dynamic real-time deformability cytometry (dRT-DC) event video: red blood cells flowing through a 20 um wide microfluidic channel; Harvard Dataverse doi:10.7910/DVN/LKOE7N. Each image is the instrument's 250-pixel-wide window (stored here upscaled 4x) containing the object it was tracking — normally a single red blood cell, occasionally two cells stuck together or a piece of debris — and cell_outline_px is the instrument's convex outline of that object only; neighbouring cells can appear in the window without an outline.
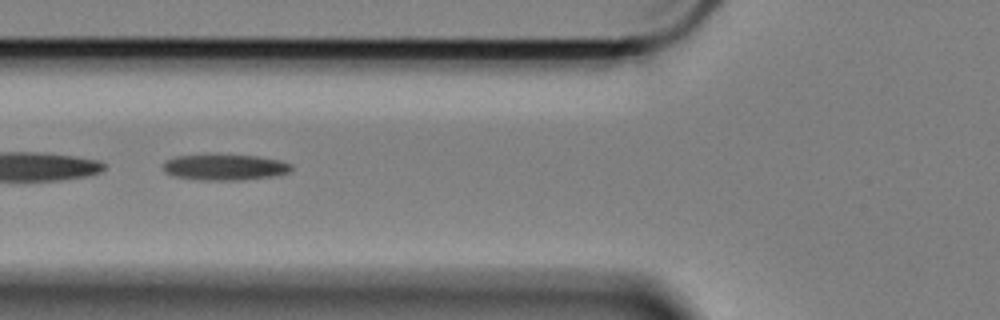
{"species": "Egyptian fruit bat (a non-hibernating species)", "species_latin": "Rousettus aegyptiacus", "temperature_condition": "cold", "stored_images_in_passage": 23, "camera_frame_rate_fps": 3000, "um_per_image_px": 0.085, "animal": {"sex": "female"}, "frame": {"image": 1, "passage_image": 13, "time_ms": 4.0, "image_size_px": [1000, 320], "cell_outline_px": [[292, 168], [288, 172], [276, 176], [244, 180], [200, 180], [176, 176], [164, 172], [164, 164], [168, 160], [176, 156], [256, 156], [280, 160], [292, 164]], "centroid_in_image_um": [19.17, 14.24], "position_along_channel_um": 106.6, "area_um2": 18.9}}
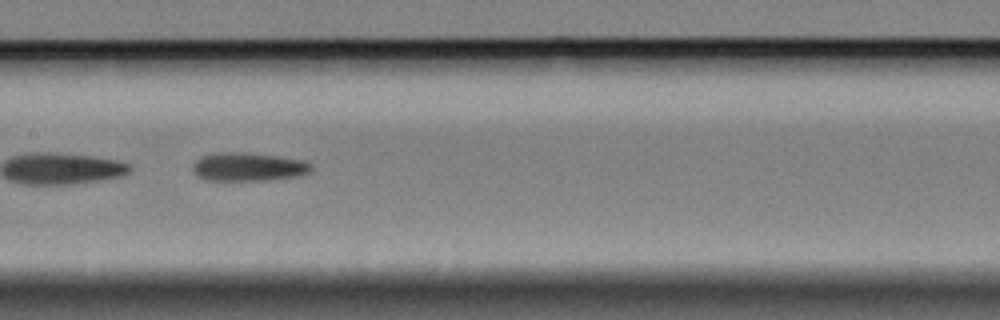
{"frame": {"image": 2, "passage_image": 20, "time_ms": 6.333, "image_size_px": [1000, 320], "cell_outline_px": [[312, 172], [304, 176], [268, 180], [204, 180], [196, 176], [192, 172], [192, 164], [200, 156], [212, 152], [248, 152], [304, 160], [312, 164]], "centroid_in_image_um": [21.1, 14.18], "position_along_channel_um": 186.3, "area_um2": 20.29}}